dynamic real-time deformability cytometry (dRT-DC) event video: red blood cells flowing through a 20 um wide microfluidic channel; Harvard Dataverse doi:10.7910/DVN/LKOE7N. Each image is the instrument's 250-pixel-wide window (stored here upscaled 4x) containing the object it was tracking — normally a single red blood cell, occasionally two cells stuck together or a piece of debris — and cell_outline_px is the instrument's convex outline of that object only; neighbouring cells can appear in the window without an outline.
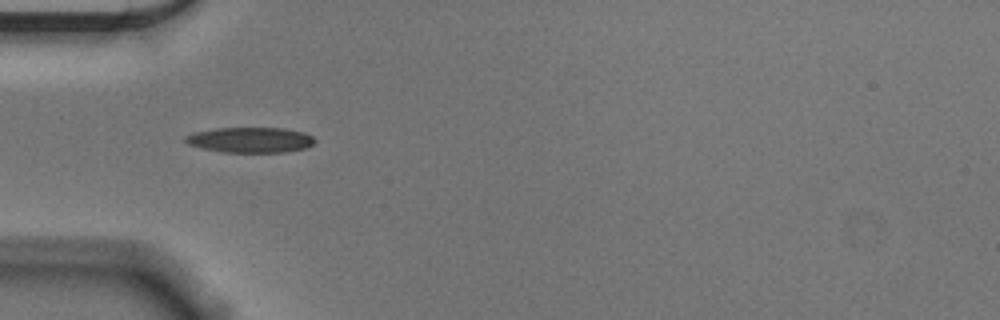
{"species": "Egyptian fruit bat (a non-hibernating species)", "species_latin": "Rousettus aegyptiacus", "temperature_condition": "cold", "stored_images_in_passage": 13, "camera_frame_rate_fps": 3000, "um_per_image_px": 0.085, "animal": {"sex": "male"}, "frame": {"image": 1, "passage_image": 1, "time_ms": 0.0, "image_size_px": [1000, 320], "cell_outline_px": [[316, 140], [312, 144], [304, 148], [284, 152], [224, 152], [204, 148], [188, 144], [184, 140], [184, 136], [192, 132], [216, 128], [284, 128], [304, 132], [312, 136]], "centroid_in_image_um": [21.26, 11.88], "position_along_channel_um": 63.7, "area_um2": 19.07}}
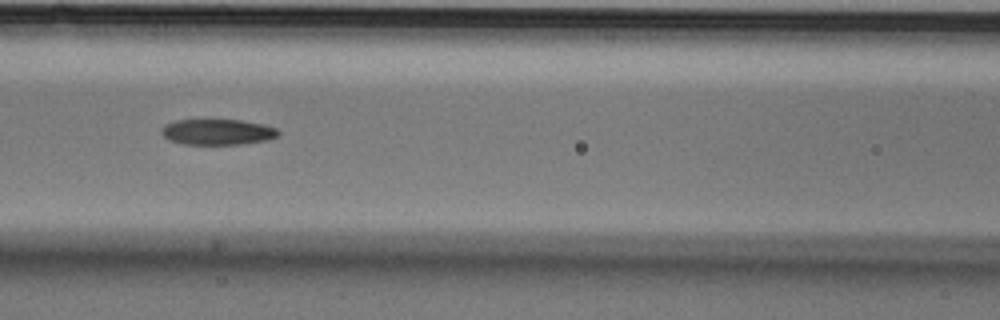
{"frame": {"image": 2, "passage_image": 8, "time_ms": 2.333, "image_size_px": [1000, 320], "cell_outline_px": [[280, 132], [276, 136], [268, 140], [240, 144], [184, 144], [168, 140], [160, 132], [160, 128], [164, 124], [176, 120], [240, 120], [264, 124], [276, 128]], "centroid_in_image_um": [18.46, 11.21], "position_along_channel_um": 148.1, "area_um2": 17.57}}
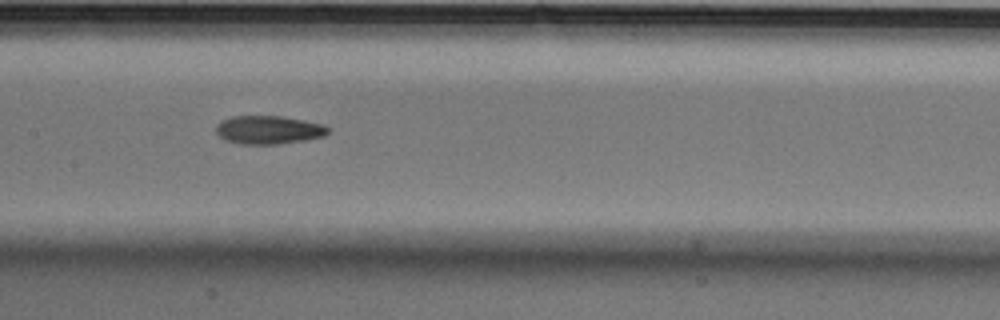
{"frame": {"image": 3, "passage_image": 11, "time_ms": 3.333, "image_size_px": [1000, 320], "cell_outline_px": [[328, 132], [324, 136], [304, 140], [276, 144], [240, 144], [224, 140], [216, 132], [216, 124], [232, 116], [284, 116], [324, 124], [328, 128]], "centroid_in_image_um": [22.82, 11.03], "position_along_channel_um": 184.6, "area_um2": 18.5}}